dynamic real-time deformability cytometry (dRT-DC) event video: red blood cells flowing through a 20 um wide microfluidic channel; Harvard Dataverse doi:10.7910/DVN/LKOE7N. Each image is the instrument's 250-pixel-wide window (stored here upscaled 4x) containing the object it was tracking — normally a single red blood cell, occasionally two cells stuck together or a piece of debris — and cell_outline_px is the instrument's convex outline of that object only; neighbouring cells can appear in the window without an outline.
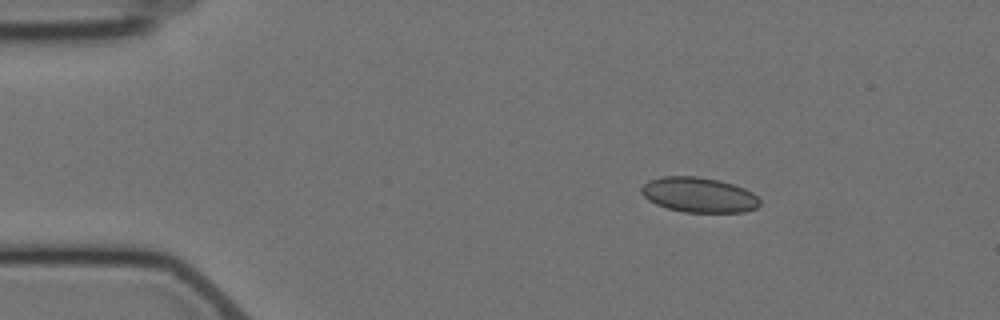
{"species": "Egyptian fruit bat (a non-hibernating species)", "species_latin": "Rousettus aegyptiacus", "temperature_condition": "cold", "stored_images_in_passage": 4, "camera_frame_rate_fps": 3000, "um_per_image_px": 0.085, "animal": {"sex": "female"}, "frame": {"image": 1, "passage_image": 1, "time_ms": 0.0, "image_size_px": [1000, 320], "cell_outline_px": [[760, 204], [756, 208], [744, 212], [684, 212], [668, 208], [656, 204], [648, 200], [640, 192], [640, 188], [648, 180], [660, 176], [696, 176], [720, 180], [744, 188], [752, 192], [760, 200]], "centroid_in_image_um": [59.38, 16.55], "position_along_channel_um": 25.6, "area_um2": 24.28}}
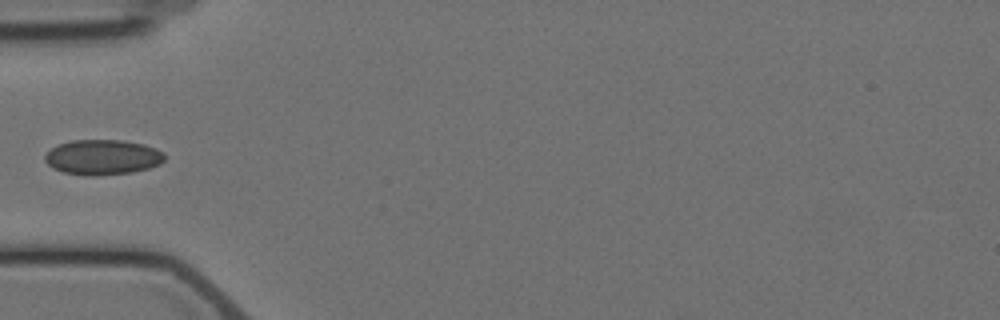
{"frame": {"image": 2, "passage_image": 4, "time_ms": 3.333, "image_size_px": [1000, 320], "cell_outline_px": [[164, 160], [160, 164], [148, 168], [132, 172], [96, 176], [92, 176], [64, 172], [52, 168], [44, 160], [44, 156], [52, 148], [60, 144], [72, 140], [124, 140], [144, 144], [156, 148], [164, 152]], "centroid_in_image_um": [8.74, 13.36], "position_along_channel_um": 76.3, "area_um2": 24.51}}